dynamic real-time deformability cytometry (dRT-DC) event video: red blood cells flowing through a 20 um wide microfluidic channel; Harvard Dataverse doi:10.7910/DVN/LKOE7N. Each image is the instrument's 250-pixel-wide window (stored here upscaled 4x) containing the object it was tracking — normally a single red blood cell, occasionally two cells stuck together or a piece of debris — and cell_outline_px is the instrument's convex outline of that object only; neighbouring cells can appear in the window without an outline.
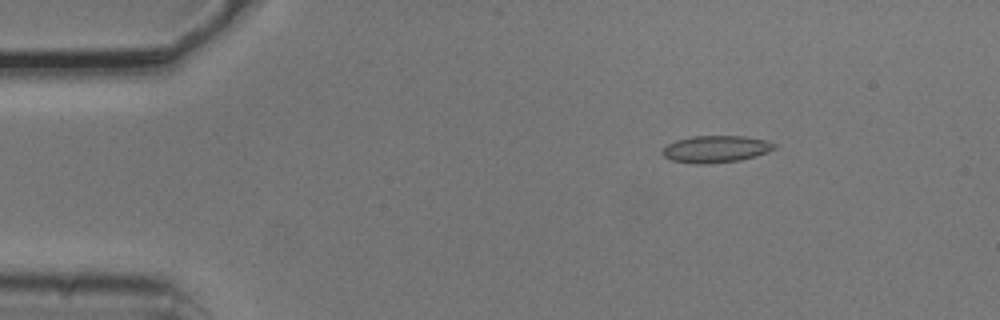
{"species": "common noctule bat (a hibernating species)", "species_latin": "Nyctalus noctula", "temperature_condition": "cold", "stored_images_in_passage": 4, "camera_frame_rate_fps": 3000, "um_per_image_px": 0.085, "animal": {"sex": "male", "body_mass_g": 20.5, "forearm_length_mm": 52.5}, "frame": {"image": 1, "passage_image": 2, "time_ms": 0.333, "image_size_px": [1000, 320], "cell_outline_px": [[776, 148], [768, 152], [756, 156], [740, 160], [708, 164], [692, 164], [672, 160], [664, 156], [660, 152], [668, 144], [676, 140], [692, 136], [744, 136], [768, 140], [776, 144]], "centroid_in_image_um": [60.86, 12.67], "position_along_channel_um": 24.1, "area_um2": 17.74}}